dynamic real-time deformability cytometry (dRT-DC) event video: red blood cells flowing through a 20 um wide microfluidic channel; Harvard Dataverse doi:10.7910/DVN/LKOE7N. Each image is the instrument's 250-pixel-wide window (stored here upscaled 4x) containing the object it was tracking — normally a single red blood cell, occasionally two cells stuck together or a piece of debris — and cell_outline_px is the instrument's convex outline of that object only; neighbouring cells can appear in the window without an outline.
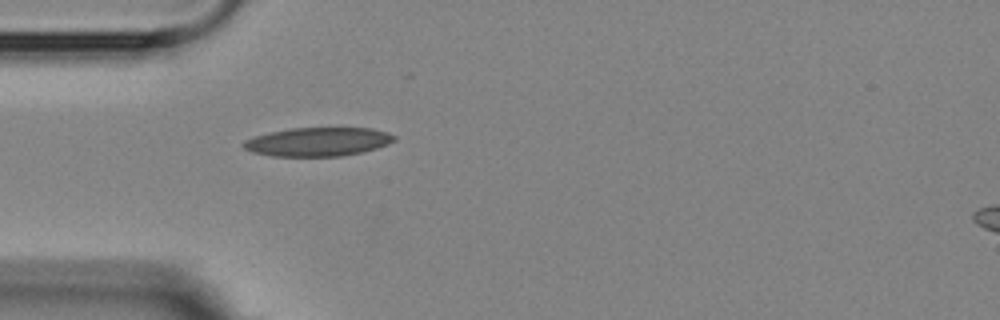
{"species": "Egyptian fruit bat (a non-hibernating species)", "species_latin": "Rousettus aegyptiacus", "temperature_condition": "room temperature", "stored_images_in_passage": 3, "camera_frame_rate_fps": 3000, "um_per_image_px": 0.085, "animal": {"sex": "female"}, "frame": {"image": 1, "passage_image": 3, "time_ms": 2.333, "image_size_px": [1000, 320], "cell_outline_px": [[396, 140], [388, 144], [376, 148], [360, 152], [340, 156], [272, 156], [252, 152], [244, 148], [240, 144], [244, 140], [252, 136], [268, 132], [292, 128], [372, 128], [388, 132], [396, 136]], "centroid_in_image_um": [26.99, 12.04], "position_along_channel_um": 58.0, "area_um2": 25.37}}